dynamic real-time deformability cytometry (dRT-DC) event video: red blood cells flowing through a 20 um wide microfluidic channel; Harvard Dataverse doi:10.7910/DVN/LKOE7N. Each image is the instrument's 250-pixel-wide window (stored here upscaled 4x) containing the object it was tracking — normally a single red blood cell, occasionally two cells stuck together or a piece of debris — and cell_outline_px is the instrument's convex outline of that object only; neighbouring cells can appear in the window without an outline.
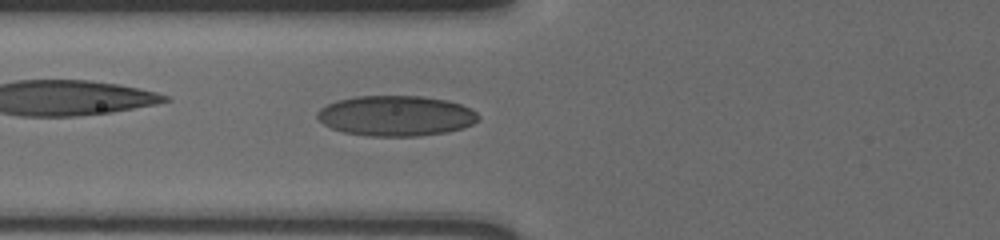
{"species": "human", "species_latin": "Homo sapiens", "temperature_condition": "cold", "stored_images_in_passage": 53, "camera_frame_rate_fps": 3000, "um_per_image_px": 0.085, "donor": {"sex": "male"}, "frame": {"image": 1, "passage_image": 22, "time_ms": 7.0, "image_size_px": [1000, 240], "cell_outline_px": [[480, 120], [464, 128], [448, 132], [416, 136], [372, 136], [344, 132], [332, 128], [324, 124], [316, 116], [316, 112], [320, 108], [336, 100], [356, 96], [424, 96], [448, 100], [460, 104], [476, 112], [480, 116]], "centroid_in_image_um": [33.67, 9.84], "position_along_channel_um": 92.1, "area_um2": 38.03}}
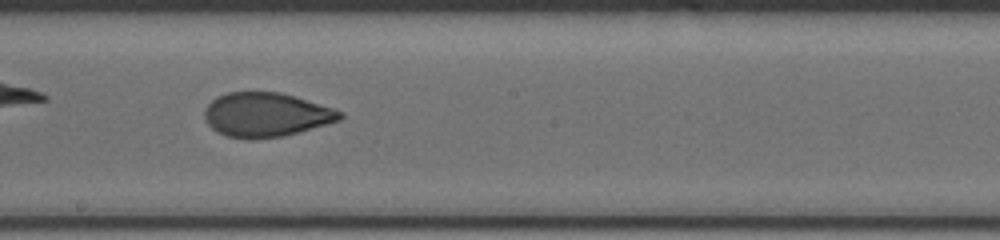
{"frame": {"image": 2, "passage_image": 32, "time_ms": 10.333, "image_size_px": [1000, 240], "cell_outline_px": [[344, 116], [340, 120], [284, 136], [252, 140], [248, 140], [228, 136], [216, 132], [208, 124], [204, 116], [204, 108], [216, 96], [228, 92], [280, 92], [296, 96], [344, 112]], "centroid_in_image_um": [22.59, 9.76], "position_along_channel_um": 225.6, "area_um2": 35.08}}
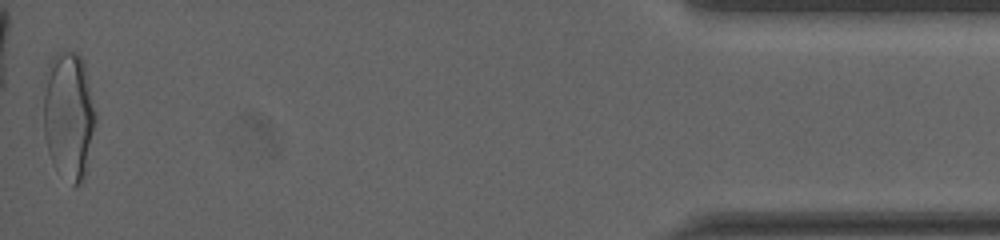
{"frame": {"image": 3, "passage_image": 53, "time_ms": 17.333, "image_size_px": [1000, 240], "cell_outline_px": [[96, 120], [88, 172], [84, 180], [80, 184], [72, 184], [52, 160], [48, 152], [44, 136], [44, 72], [52, 56], [56, 52], [76, 52], [84, 60], [96, 112]], "centroid_in_image_um": [5.86, 9.78], "position_along_channel_um": 429.3, "area_um2": 39.48}, "authors_computed_cell_mechanics": {"area_um2": 34.6222, "velocity_mm_per_s": 3.632, "shape_relaxation_time_tau1_ms": 5.4341, "shape_relaxation_time_tau2_ms": 1.0485, "deformation_change_tau1": 0.1715, "deformation_change_tau2": 0.0588}}